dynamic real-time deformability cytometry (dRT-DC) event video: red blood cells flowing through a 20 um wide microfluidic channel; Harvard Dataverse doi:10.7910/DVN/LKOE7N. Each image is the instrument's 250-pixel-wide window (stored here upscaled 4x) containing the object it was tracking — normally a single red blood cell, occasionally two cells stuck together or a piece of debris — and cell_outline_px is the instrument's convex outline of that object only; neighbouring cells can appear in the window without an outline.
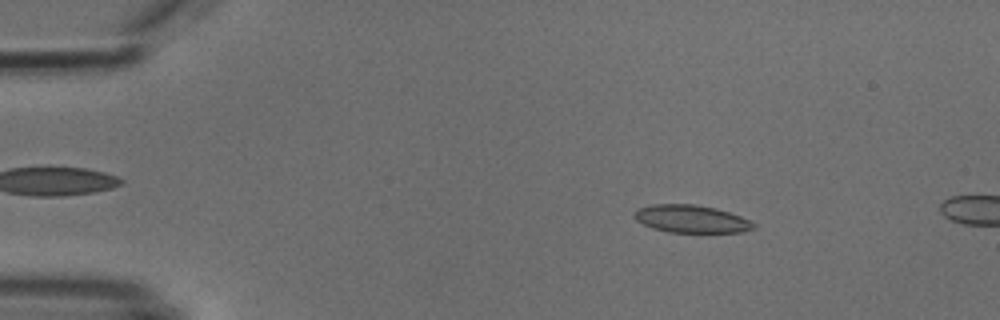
{"species": "common noctule bat (a hibernating species)", "species_latin": "Nyctalus noctula", "temperature_condition": "cold", "stored_images_in_passage": 4, "camera_frame_rate_fps": 3000, "um_per_image_px": 0.085, "animal": {"sex": "male", "body_mass_g": 18.8}, "frame": {"image": 1, "passage_image": 2, "time_ms": 1.333, "image_size_px": [1000, 320], "cell_outline_px": [[756, 228], [744, 232], [668, 232], [652, 228], [636, 220], [632, 216], [632, 212], [636, 208], [652, 204], [696, 204], [716, 208], [752, 220], [756, 224]], "centroid_in_image_um": [58.75, 18.6], "position_along_channel_um": 26.3, "area_um2": 19.54}}